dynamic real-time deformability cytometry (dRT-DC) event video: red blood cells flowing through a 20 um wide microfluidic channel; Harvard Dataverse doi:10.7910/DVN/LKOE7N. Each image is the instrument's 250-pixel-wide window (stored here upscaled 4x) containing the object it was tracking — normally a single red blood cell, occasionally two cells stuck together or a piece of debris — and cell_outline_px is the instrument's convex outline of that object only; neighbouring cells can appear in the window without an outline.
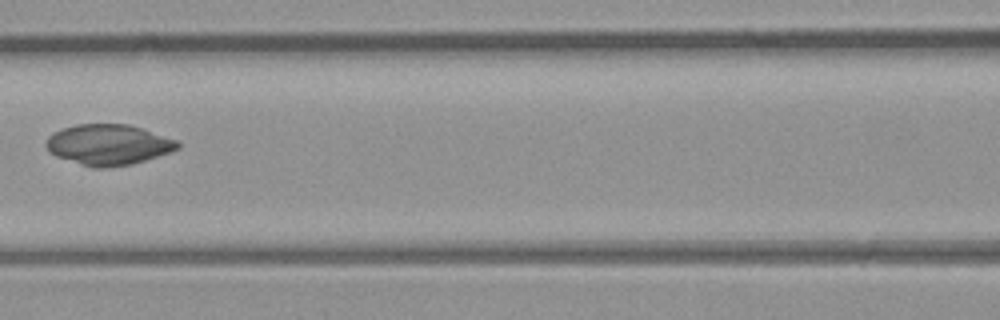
{"species": "common noctule bat (a hibernating species)", "species_latin": "Nyctalus noctula", "temperature_condition": "room temperature", "stored_images_in_passage": 7, "camera_frame_rate_fps": 3000, "um_per_image_px": 0.085, "animal": {"sex": "male", "body_mass_g": 23.1, "forearm_length_mm": 52.7}, "frame": {"image": 1, "passage_image": 7, "time_ms": 2.0, "image_size_px": [1000, 320], "cell_outline_px": [[180, 148], [132, 164], [104, 168], [92, 168], [56, 156], [44, 144], [48, 136], [52, 132], [76, 124], [128, 124], [176, 140], [180, 144]], "centroid_in_image_um": [9.17, 12.3], "position_along_channel_um": 157.4, "area_um2": 30.81}}